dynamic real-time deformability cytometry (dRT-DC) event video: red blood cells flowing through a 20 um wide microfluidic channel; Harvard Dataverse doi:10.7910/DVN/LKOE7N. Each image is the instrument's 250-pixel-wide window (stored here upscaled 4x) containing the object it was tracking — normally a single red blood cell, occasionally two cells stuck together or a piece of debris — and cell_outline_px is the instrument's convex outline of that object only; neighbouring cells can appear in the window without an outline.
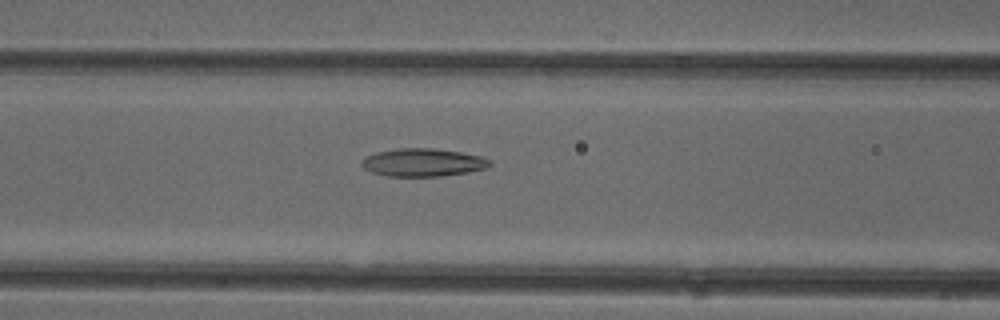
{"species": "common noctule bat (a hibernating species)", "species_latin": "Nyctalus noctula", "temperature_condition": "cold", "stored_images_in_passage": 38, "camera_frame_rate_fps": 3000, "um_per_image_px": 0.085, "animal": {"sex": "female"}, "frame": {"image": 1, "passage_image": 9, "time_ms": 2.667, "image_size_px": [1000, 320], "cell_outline_px": [[492, 164], [488, 168], [468, 172], [440, 176], [388, 176], [372, 172], [364, 168], [360, 164], [360, 160], [376, 152], [400, 148], [432, 148], [460, 152], [484, 156], [492, 160]], "centroid_in_image_um": [35.99, 13.8], "position_along_channel_um": 130.6, "area_um2": 20.98}}
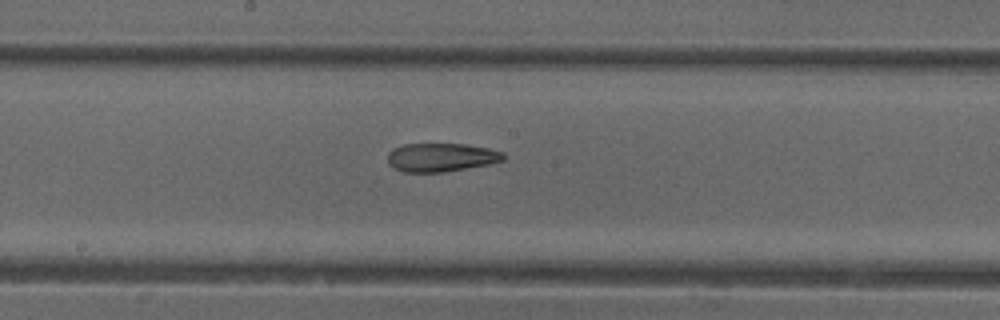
{"frame": {"image": 2, "passage_image": 15, "time_ms": 4.667, "image_size_px": [1000, 320], "cell_outline_px": [[504, 160], [488, 164], [444, 172], [404, 172], [392, 168], [388, 164], [388, 152], [392, 148], [404, 144], [464, 144], [488, 148], [504, 152]], "centroid_in_image_um": [37.45, 13.37], "position_along_channel_um": 210.7, "area_um2": 19.31}}
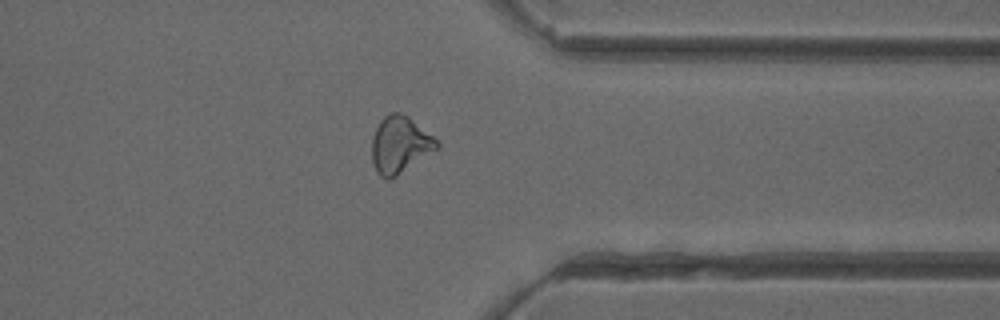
{"frame": {"image": 3, "passage_image": 28, "time_ms": 9.0, "image_size_px": [1000, 320], "cell_outline_px": [[440, 148], [396, 176], [388, 180], [380, 176], [376, 172], [372, 164], [372, 136], [380, 120], [384, 116], [392, 112], [400, 112], [408, 116], [432, 136], [440, 144]], "centroid_in_image_um": [33.97, 12.32], "position_along_channel_um": 377.4, "area_um2": 21.56}}